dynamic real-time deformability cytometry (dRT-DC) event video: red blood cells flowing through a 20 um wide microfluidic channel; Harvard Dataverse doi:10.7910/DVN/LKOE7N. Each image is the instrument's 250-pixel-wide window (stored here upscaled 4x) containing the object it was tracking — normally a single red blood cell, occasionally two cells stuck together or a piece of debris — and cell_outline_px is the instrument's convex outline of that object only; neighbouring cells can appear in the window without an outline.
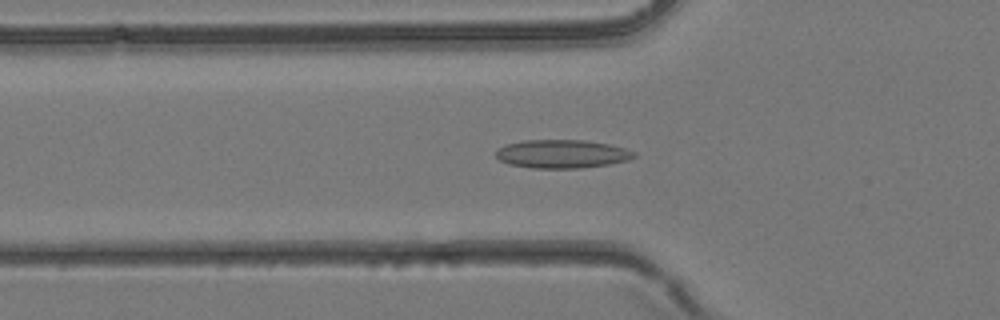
{"species": "common noctule bat (a hibernating species)", "species_latin": "Nyctalus noctula", "temperature_condition": "room temperature", "stored_images_in_passage": 23, "camera_frame_rate_fps": 3000, "um_per_image_px": 0.085, "animal": {"sex": "female", "body_mass_g": 24.6, "forearm_length_mm": 56.2}, "frame": {"image": 1, "passage_image": 3, "time_ms": 0.667, "image_size_px": [1000, 320], "cell_outline_px": [[636, 156], [628, 160], [608, 164], [580, 168], [532, 168], [508, 164], [500, 160], [496, 156], [496, 148], [508, 144], [524, 140], [584, 140], [608, 144], [624, 148], [636, 152]], "centroid_in_image_um": [47.75, 13.08], "position_along_channel_um": 78.0, "area_um2": 22.83}}
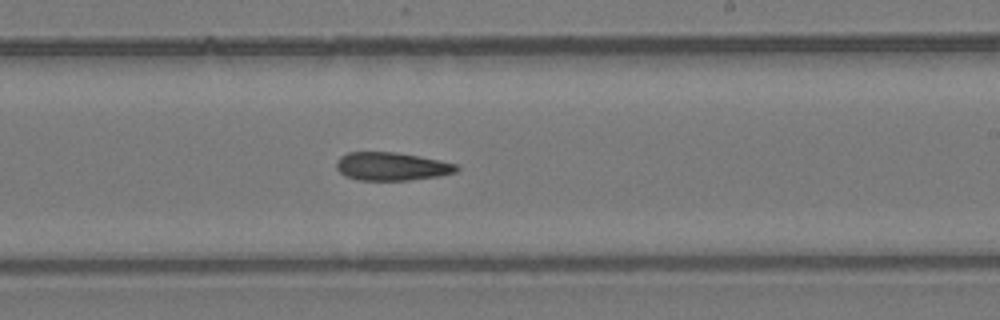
{"frame": {"image": 2, "passage_image": 13, "time_ms": 4.0, "image_size_px": [1000, 320], "cell_outline_px": [[460, 168], [456, 172], [440, 176], [408, 180], [356, 180], [344, 176], [336, 168], [336, 160], [340, 156], [348, 152], [396, 152], [420, 156], [456, 164]], "centroid_in_image_um": [33.26, 14.14], "position_along_channel_um": 255.7, "area_um2": 19.88}}
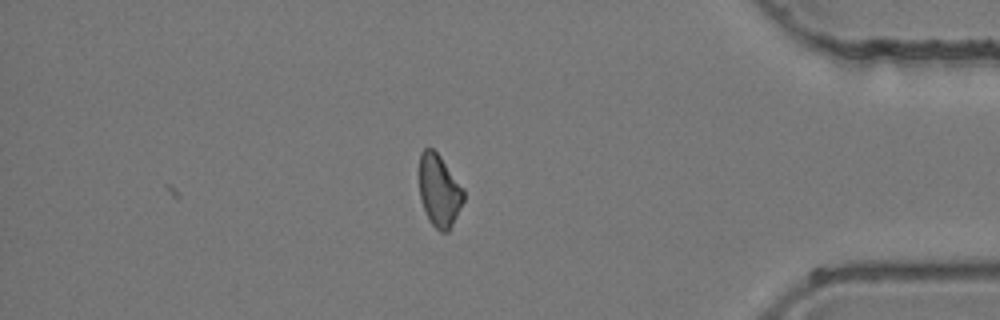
{"frame": {"image": 3, "passage_image": 23, "time_ms": 7.333, "image_size_px": [1000, 320], "cell_outline_px": [[464, 200], [448, 232], [440, 232], [428, 220], [420, 196], [420, 152], [424, 148], [432, 148], [440, 156], [464, 188]], "centroid_in_image_um": [37.34, 16.2], "position_along_channel_um": 397.9, "area_um2": 18.5}}